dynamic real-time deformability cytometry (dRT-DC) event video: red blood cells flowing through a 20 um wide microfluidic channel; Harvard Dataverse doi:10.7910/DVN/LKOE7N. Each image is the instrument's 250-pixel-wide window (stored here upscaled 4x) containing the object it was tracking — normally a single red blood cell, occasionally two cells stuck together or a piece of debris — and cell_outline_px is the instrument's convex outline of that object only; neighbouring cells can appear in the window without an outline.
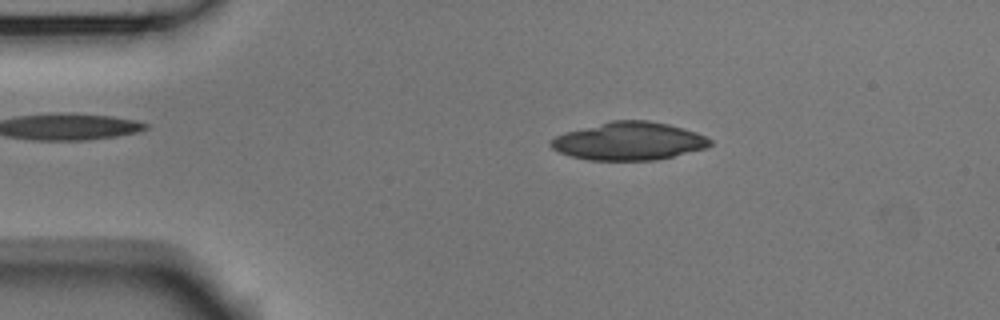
{"species": "Egyptian fruit bat (a non-hibernating species)", "species_latin": "Rousettus aegyptiacus", "temperature_condition": "room temperature", "stored_images_in_passage": 53, "camera_frame_rate_fps": 3000, "um_per_image_px": 0.085, "animal": {"sex": "male"}, "frame": {"image": 1, "passage_image": 9, "time_ms": 2.667, "image_size_px": [1000, 320], "cell_outline_px": [[712, 144], [708, 148], [656, 160], [588, 160], [572, 156], [560, 152], [552, 148], [548, 144], [556, 136], [564, 132], [612, 120], [648, 120], [668, 124], [696, 132], [712, 140]], "centroid_in_image_um": [53.47, 12.0], "position_along_channel_um": 31.5, "area_um2": 35.2}}